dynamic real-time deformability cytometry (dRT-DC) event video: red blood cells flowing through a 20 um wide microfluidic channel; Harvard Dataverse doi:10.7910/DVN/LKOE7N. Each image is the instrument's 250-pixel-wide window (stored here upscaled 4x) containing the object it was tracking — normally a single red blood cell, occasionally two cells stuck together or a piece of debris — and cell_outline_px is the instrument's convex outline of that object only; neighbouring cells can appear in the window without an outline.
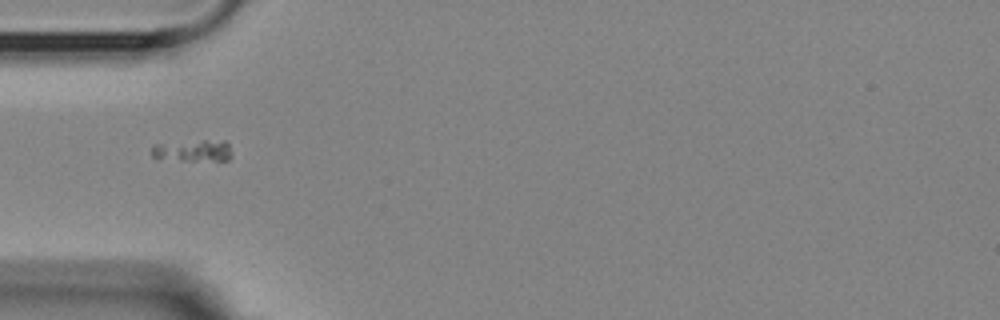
{"species": "Egyptian fruit bat (a non-hibernating species)", "species_latin": "Rousettus aegyptiacus", "temperature_condition": "room temperature", "stored_images_in_passage": 3, "camera_frame_rate_fps": 3000, "um_per_image_px": 0.085, "animal": {"sex": "female"}, "frame": {"image": 1, "passage_image": 1, "time_ms": 0.0, "image_size_px": [1000, 320], "cell_outline_px": [[232, 156], [228, 160], [156, 160], [152, 156], [152, 144], [204, 140], [224, 140], [228, 144], [232, 152]], "centroid_in_image_um": [16.37, 12.81], "position_along_channel_um": 68.6, "area_um2": 10.4}}